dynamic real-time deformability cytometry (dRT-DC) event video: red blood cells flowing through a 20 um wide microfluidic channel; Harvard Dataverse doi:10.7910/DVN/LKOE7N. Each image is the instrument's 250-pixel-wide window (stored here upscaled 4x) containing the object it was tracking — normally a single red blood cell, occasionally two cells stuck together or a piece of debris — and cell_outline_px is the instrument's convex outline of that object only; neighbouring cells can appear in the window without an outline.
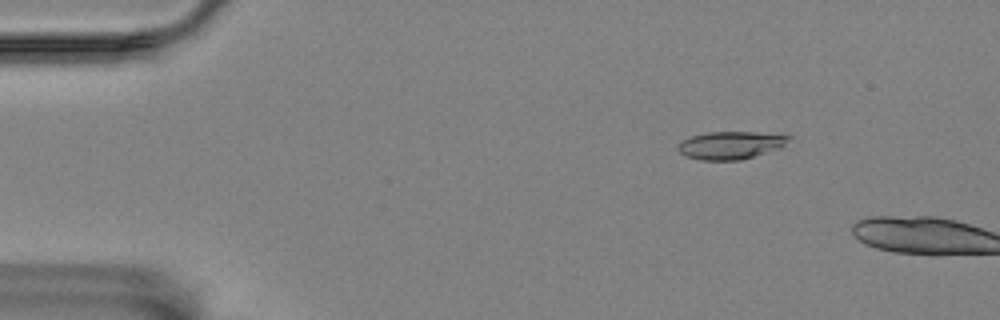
{"species": "Egyptian fruit bat (a non-hibernating species)", "species_latin": "Rousettus aegyptiacus", "temperature_condition": "room temperature", "stored_images_in_passage": 3, "camera_frame_rate_fps": 3000, "um_per_image_px": 0.085, "animal": {"sex": "female"}, "frame": {"image": 1, "passage_image": 2, "time_ms": 1.667, "image_size_px": [1000, 320], "cell_outline_px": [[792, 136], [780, 148], [740, 160], [700, 160], [684, 156], [676, 148], [676, 144], [680, 140], [692, 136], [708, 132], [756, 132]], "centroid_in_image_um": [62.02, 12.34], "position_along_channel_um": 23.0, "area_um2": 17.92}}